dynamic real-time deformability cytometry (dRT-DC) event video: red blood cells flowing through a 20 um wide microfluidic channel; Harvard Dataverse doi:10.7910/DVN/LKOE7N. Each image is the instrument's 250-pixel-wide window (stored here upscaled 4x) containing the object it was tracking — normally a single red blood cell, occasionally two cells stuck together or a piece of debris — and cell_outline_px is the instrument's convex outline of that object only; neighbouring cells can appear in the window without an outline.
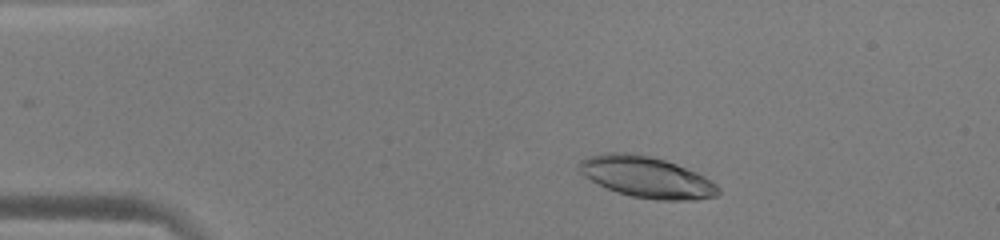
{"species": "human", "species_latin": "Homo sapiens", "temperature_condition": "warm", "stored_images_in_passage": 48, "camera_frame_rate_fps": 3000, "um_per_image_px": 0.085, "donor": {"sex": "male"}, "frame": {"image": 1, "passage_image": 6, "time_ms": 1.667, "image_size_px": [1000, 240], "cell_outline_px": [[720, 192], [716, 196], [696, 200], [656, 200], [632, 196], [616, 192], [584, 176], [580, 172], [580, 160], [588, 156], [604, 152], [632, 152], [664, 160], [676, 164], [696, 172], [704, 176], [716, 184], [720, 188]], "centroid_in_image_um": [54.97, 15.05], "position_along_channel_um": 30.0, "area_um2": 33.23}}
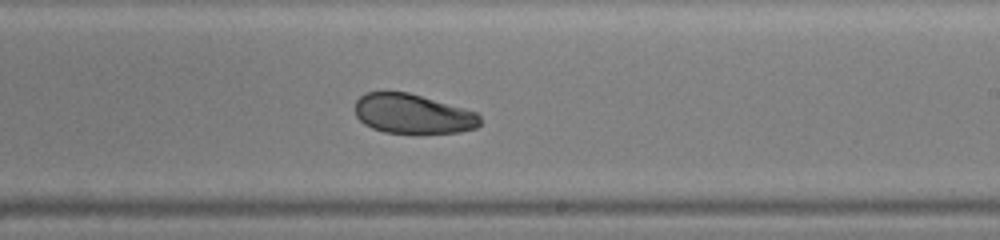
{"frame": {"image": 2, "passage_image": 28, "time_ms": 9.0, "image_size_px": [1000, 240], "cell_outline_px": [[480, 124], [476, 128], [460, 132], [416, 136], [384, 132], [372, 128], [364, 124], [356, 116], [356, 100], [360, 96], [368, 92], [408, 92], [464, 108], [476, 112], [480, 116]], "centroid_in_image_um": [35.11, 9.73], "position_along_channel_um": 253.9, "area_um2": 29.59}}
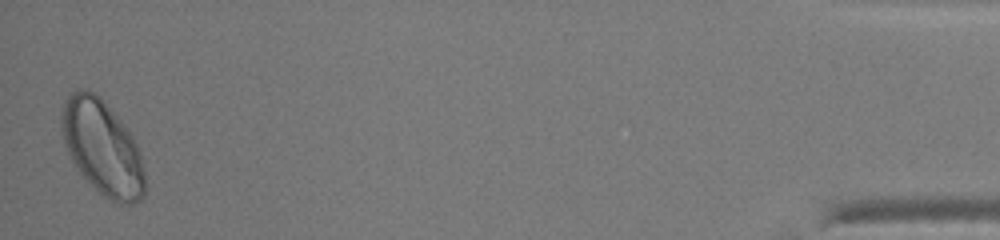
{"frame": {"image": 3, "passage_image": 48, "time_ms": 15.667, "image_size_px": [1000, 240], "cell_outline_px": [[144, 196], [140, 200], [132, 204], [116, 204], [104, 196], [80, 172], [72, 160], [68, 152], [64, 140], [60, 120], [64, 100], [76, 88], [84, 88], [100, 96], [120, 120], [132, 136], [140, 152], [144, 172]], "centroid_in_image_um": [8.7, 12.54], "position_along_channel_um": 426.5, "area_um2": 45.55}, "authors_computed_cell_mechanics": {"area_um2": 32.2813, "velocity_mm_per_s": 3.9321, "shape_relaxation_time_tau1_ms": 8.8686, "shape_relaxation_time_tau2_ms": 2.4289, "deformation_change_tau1": 0.2015, "deformation_change_tau2": 0.0615}}